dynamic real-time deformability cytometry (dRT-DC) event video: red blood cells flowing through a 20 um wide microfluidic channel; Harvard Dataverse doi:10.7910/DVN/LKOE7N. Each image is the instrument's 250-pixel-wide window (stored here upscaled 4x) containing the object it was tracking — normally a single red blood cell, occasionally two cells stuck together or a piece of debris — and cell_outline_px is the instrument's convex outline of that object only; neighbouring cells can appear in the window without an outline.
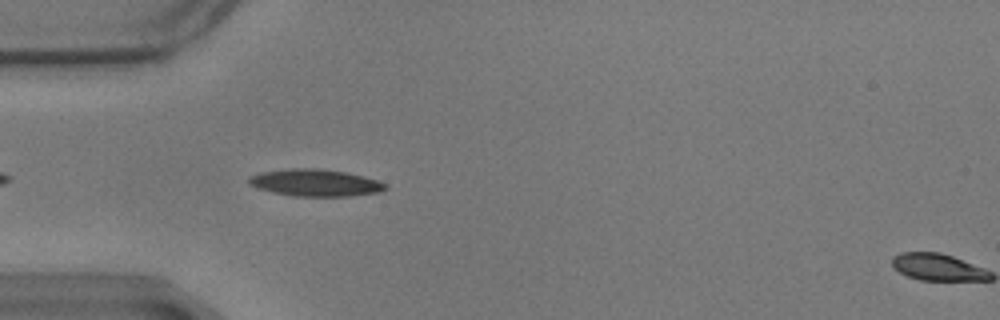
{"species": "common noctule bat (a hibernating species)", "species_latin": "Nyctalus noctula", "temperature_condition": "warm", "stored_images_in_passage": 6, "camera_frame_rate_fps": 3000, "um_per_image_px": 0.085, "animal": {"sex": "male", "body_mass_g": 17.9}, "frame": {"image": 1, "passage_image": 5, "time_ms": 1.333, "image_size_px": [1000, 320], "cell_outline_px": [[388, 188], [380, 192], [352, 196], [292, 196], [272, 192], [256, 188], [248, 184], [248, 176], [260, 172], [292, 168], [320, 168], [344, 172], [364, 176], [380, 180], [388, 184]], "centroid_in_image_um": [26.81, 15.53], "position_along_channel_um": 58.2, "area_um2": 21.85}}